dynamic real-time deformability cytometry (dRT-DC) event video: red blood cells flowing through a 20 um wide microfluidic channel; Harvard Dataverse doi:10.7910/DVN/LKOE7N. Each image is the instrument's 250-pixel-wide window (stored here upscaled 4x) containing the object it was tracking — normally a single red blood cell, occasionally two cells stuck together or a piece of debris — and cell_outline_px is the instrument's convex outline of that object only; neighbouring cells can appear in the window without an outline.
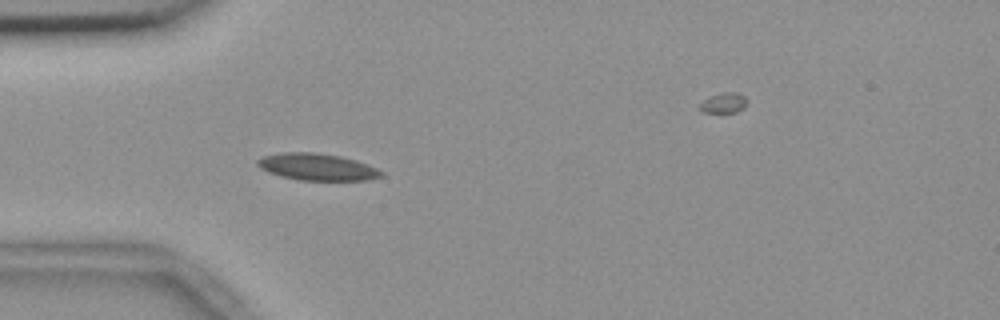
{"species": "common noctule bat (a hibernating species)", "species_latin": "Nyctalus noctula", "temperature_condition": "room temperature", "stored_images_in_passage": 56, "camera_frame_rate_fps": 3000, "um_per_image_px": 0.085, "animal": {"sex": "female", "body_mass_g": 18.4}, "frame": {"image": 1, "passage_image": 16, "time_ms": 5.0, "image_size_px": [1000, 320], "cell_outline_px": [[384, 176], [368, 180], [300, 180], [280, 176], [268, 172], [260, 168], [256, 164], [256, 160], [264, 156], [284, 152], [316, 152], [340, 156], [356, 160], [376, 168], [384, 172]], "centroid_in_image_um": [26.96, 14.19], "position_along_channel_um": 58.0, "area_um2": 19.42}}
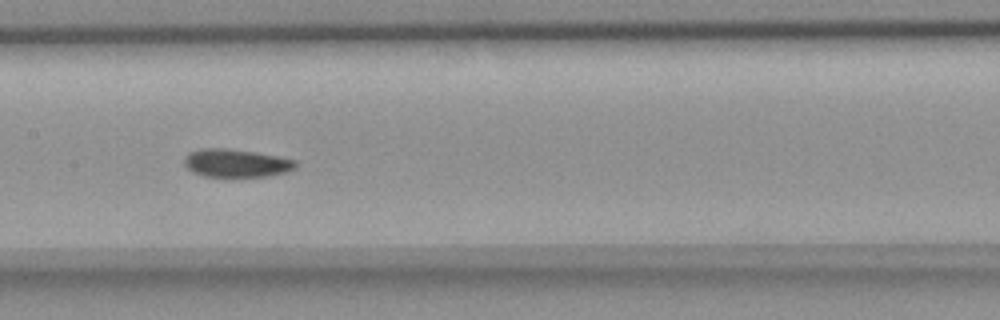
{"frame": {"image": 2, "passage_image": 27, "time_ms": 8.667, "image_size_px": [1000, 320], "cell_outline_px": [[296, 168], [288, 172], [268, 176], [228, 180], [204, 176], [192, 172], [184, 164], [184, 156], [188, 152], [200, 148], [228, 148], [256, 152], [296, 160]], "centroid_in_image_um": [20.05, 13.91], "position_along_channel_um": 187.4, "area_um2": 19.25}}
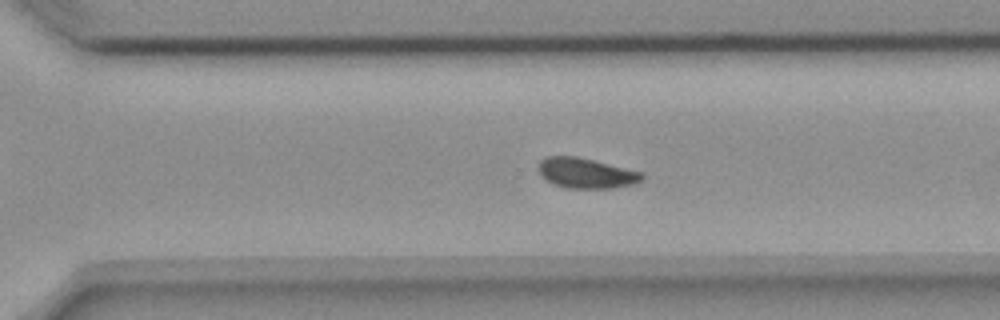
{"frame": {"image": 3, "passage_image": 38, "time_ms": 12.333, "image_size_px": [1000, 320], "cell_outline_px": [[644, 176], [636, 184], [612, 188], [564, 188], [540, 176], [536, 168], [540, 160], [548, 156], [576, 156], [644, 172]], "centroid_in_image_um": [49.81, 14.71], "position_along_channel_um": 320.8, "area_um2": 18.38}, "authors_computed_cell_mechanics": {"area_um2": 18.3515, "velocity_mm_per_s": 3.648, "shape_relaxation_time_tau1_ms": 6.1465, "shape_relaxation_time_tau2_ms": 5.8752, "deformation_change_tau1": 0.1373, "deformation_change_tau2": 0.0656}}